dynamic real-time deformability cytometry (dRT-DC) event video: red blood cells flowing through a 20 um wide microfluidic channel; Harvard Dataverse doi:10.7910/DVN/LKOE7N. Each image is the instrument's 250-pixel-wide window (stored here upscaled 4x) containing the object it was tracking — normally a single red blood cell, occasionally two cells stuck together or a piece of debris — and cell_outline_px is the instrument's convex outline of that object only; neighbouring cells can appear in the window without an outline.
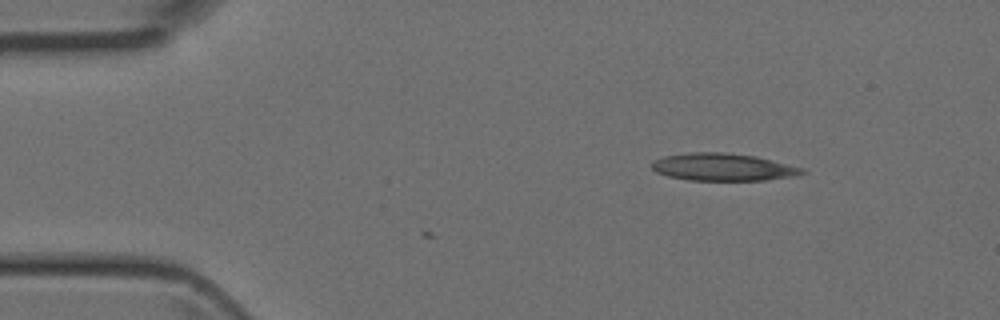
{"species": "Egyptian fruit bat (a non-hibernating species)", "species_latin": "Rousettus aegyptiacus", "temperature_condition": "room temperature", "stored_images_in_passage": 3, "camera_frame_rate_fps": 3000, "um_per_image_px": 0.085, "animal": {"sex": "female"}, "frame": {"image": 1, "passage_image": 1, "time_ms": 0.0, "image_size_px": [1000, 320], "cell_outline_px": [[808, 172], [796, 176], [764, 180], [688, 180], [668, 176], [656, 172], [652, 168], [652, 160], [664, 156], [688, 152], [724, 152], [756, 156], [804, 168]], "centroid_in_image_um": [61.46, 14.2], "position_along_channel_um": 23.5, "area_um2": 24.16}}